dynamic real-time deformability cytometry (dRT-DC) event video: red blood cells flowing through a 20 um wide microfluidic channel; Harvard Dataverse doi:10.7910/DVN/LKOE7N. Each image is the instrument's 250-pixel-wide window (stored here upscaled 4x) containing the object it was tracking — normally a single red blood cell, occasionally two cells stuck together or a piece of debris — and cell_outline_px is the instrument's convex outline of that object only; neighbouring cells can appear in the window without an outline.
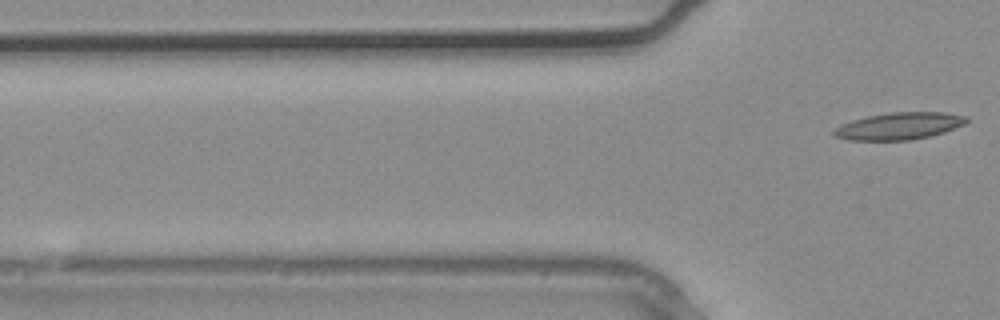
{"species": "common noctule bat (a hibernating species)", "species_latin": "Nyctalus noctula", "temperature_condition": "warm", "stored_images_in_passage": 4, "camera_frame_rate_fps": 3000, "um_per_image_px": 0.085, "animal": {"sex": "male", "body_mass_g": 20.4}, "frame": {"image": 1, "passage_image": 4, "time_ms": 1.0, "image_size_px": [1000, 320], "cell_outline_px": [[968, 120], [964, 124], [944, 132], [928, 136], [908, 140], [848, 140], [836, 136], [832, 132], [840, 124], [852, 120], [868, 116], [892, 112], [944, 112], [968, 116]], "centroid_in_image_um": [76.43, 10.7], "position_along_channel_um": 49.4, "area_um2": 20.75}}